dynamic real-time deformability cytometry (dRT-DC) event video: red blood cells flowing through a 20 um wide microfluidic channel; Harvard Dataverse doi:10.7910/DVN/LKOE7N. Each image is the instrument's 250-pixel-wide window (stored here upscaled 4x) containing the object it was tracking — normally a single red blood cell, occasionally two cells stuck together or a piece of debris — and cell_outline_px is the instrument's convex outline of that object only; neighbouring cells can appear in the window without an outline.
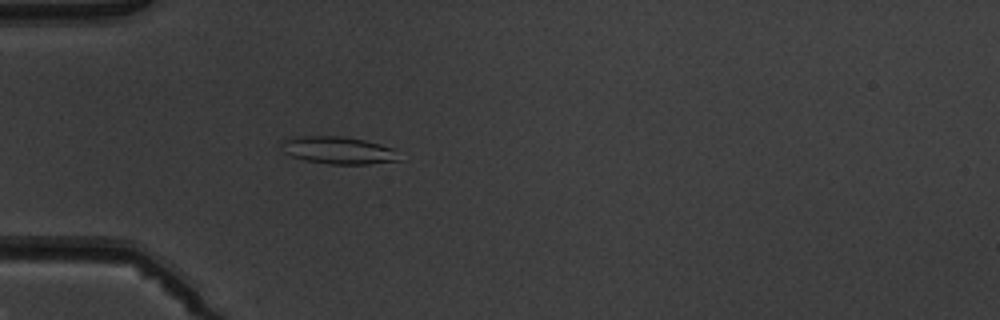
{"species": "common noctule bat (a hibernating species)", "species_latin": "Nyctalus noctula", "temperature_condition": "warm", "stored_images_in_passage": 4, "camera_frame_rate_fps": 3000, "um_per_image_px": 0.085, "animal": {"sex": "male", "body_mass_g": 19.5, "forearm_length_mm": 54.6}, "frame": {"image": 1, "passage_image": 4, "time_ms": 4.0, "image_size_px": [1000, 320], "cell_outline_px": [[400, 160], [368, 164], [328, 164], [304, 160], [292, 156], [284, 152], [284, 140], [300, 136], [344, 136], [364, 140], [380, 144], [392, 148]], "centroid_in_image_um": [28.77, 12.78], "position_along_channel_um": 56.2, "area_um2": 18.44}}